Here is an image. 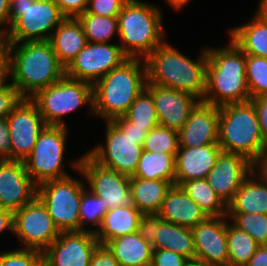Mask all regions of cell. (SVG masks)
<instances>
[{"label": "cell", "instance_id": "obj_1", "mask_svg": "<svg viewBox=\"0 0 267 266\" xmlns=\"http://www.w3.org/2000/svg\"><path fill=\"white\" fill-rule=\"evenodd\" d=\"M19 43H7L8 75L19 93L24 98H31L40 89L60 80L65 75V68L59 63L49 40Z\"/></svg>", "mask_w": 267, "mask_h": 266}, {"label": "cell", "instance_id": "obj_2", "mask_svg": "<svg viewBox=\"0 0 267 266\" xmlns=\"http://www.w3.org/2000/svg\"><path fill=\"white\" fill-rule=\"evenodd\" d=\"M207 60L206 49L194 61L164 41L144 59L147 83L187 92L203 101Z\"/></svg>", "mask_w": 267, "mask_h": 266}, {"label": "cell", "instance_id": "obj_3", "mask_svg": "<svg viewBox=\"0 0 267 266\" xmlns=\"http://www.w3.org/2000/svg\"><path fill=\"white\" fill-rule=\"evenodd\" d=\"M206 51V90L202 102L220 107L249 101L246 54L232 40L227 47Z\"/></svg>", "mask_w": 267, "mask_h": 266}, {"label": "cell", "instance_id": "obj_4", "mask_svg": "<svg viewBox=\"0 0 267 266\" xmlns=\"http://www.w3.org/2000/svg\"><path fill=\"white\" fill-rule=\"evenodd\" d=\"M128 58L93 85V112L107 121L124 116L136 97L146 88V65Z\"/></svg>", "mask_w": 267, "mask_h": 266}, {"label": "cell", "instance_id": "obj_5", "mask_svg": "<svg viewBox=\"0 0 267 266\" xmlns=\"http://www.w3.org/2000/svg\"><path fill=\"white\" fill-rule=\"evenodd\" d=\"M218 145L222 151L246 157L253 164L267 149L251 100L219 107Z\"/></svg>", "mask_w": 267, "mask_h": 266}, {"label": "cell", "instance_id": "obj_6", "mask_svg": "<svg viewBox=\"0 0 267 266\" xmlns=\"http://www.w3.org/2000/svg\"><path fill=\"white\" fill-rule=\"evenodd\" d=\"M117 18L120 46L128 58H146L164 42L162 16L157 6L128 0Z\"/></svg>", "mask_w": 267, "mask_h": 266}, {"label": "cell", "instance_id": "obj_7", "mask_svg": "<svg viewBox=\"0 0 267 266\" xmlns=\"http://www.w3.org/2000/svg\"><path fill=\"white\" fill-rule=\"evenodd\" d=\"M64 18L53 0H10L11 25L0 36L6 43L50 40Z\"/></svg>", "mask_w": 267, "mask_h": 266}, {"label": "cell", "instance_id": "obj_8", "mask_svg": "<svg viewBox=\"0 0 267 266\" xmlns=\"http://www.w3.org/2000/svg\"><path fill=\"white\" fill-rule=\"evenodd\" d=\"M31 99L37 104L46 125L66 126L62 116L87 103L93 112V85L64 75L52 85L40 89Z\"/></svg>", "mask_w": 267, "mask_h": 266}, {"label": "cell", "instance_id": "obj_9", "mask_svg": "<svg viewBox=\"0 0 267 266\" xmlns=\"http://www.w3.org/2000/svg\"><path fill=\"white\" fill-rule=\"evenodd\" d=\"M85 185L68 176L37 185V197L62 231H80V203Z\"/></svg>", "mask_w": 267, "mask_h": 266}, {"label": "cell", "instance_id": "obj_10", "mask_svg": "<svg viewBox=\"0 0 267 266\" xmlns=\"http://www.w3.org/2000/svg\"><path fill=\"white\" fill-rule=\"evenodd\" d=\"M66 128L46 125L40 132L31 154L24 160L26 171L36 185L70 176L62 168Z\"/></svg>", "mask_w": 267, "mask_h": 266}, {"label": "cell", "instance_id": "obj_11", "mask_svg": "<svg viewBox=\"0 0 267 266\" xmlns=\"http://www.w3.org/2000/svg\"><path fill=\"white\" fill-rule=\"evenodd\" d=\"M144 140L123 134L111 121H107L106 147L98 145L87 154L99 165L132 177L143 152Z\"/></svg>", "mask_w": 267, "mask_h": 266}, {"label": "cell", "instance_id": "obj_12", "mask_svg": "<svg viewBox=\"0 0 267 266\" xmlns=\"http://www.w3.org/2000/svg\"><path fill=\"white\" fill-rule=\"evenodd\" d=\"M13 232L23 242L22 249H33L42 253L60 234L46 206L37 196L13 213Z\"/></svg>", "mask_w": 267, "mask_h": 266}, {"label": "cell", "instance_id": "obj_13", "mask_svg": "<svg viewBox=\"0 0 267 266\" xmlns=\"http://www.w3.org/2000/svg\"><path fill=\"white\" fill-rule=\"evenodd\" d=\"M72 166L84 175L94 195L106 199L107 210L131 203V177L99 165L88 154L75 160Z\"/></svg>", "mask_w": 267, "mask_h": 266}, {"label": "cell", "instance_id": "obj_14", "mask_svg": "<svg viewBox=\"0 0 267 266\" xmlns=\"http://www.w3.org/2000/svg\"><path fill=\"white\" fill-rule=\"evenodd\" d=\"M127 59L128 57L123 53L120 45L88 42L65 68V75L94 85L100 78L112 69L119 67Z\"/></svg>", "mask_w": 267, "mask_h": 266}, {"label": "cell", "instance_id": "obj_15", "mask_svg": "<svg viewBox=\"0 0 267 266\" xmlns=\"http://www.w3.org/2000/svg\"><path fill=\"white\" fill-rule=\"evenodd\" d=\"M6 120L11 142V160L24 161L46 126L39 108L31 98H23Z\"/></svg>", "mask_w": 267, "mask_h": 266}, {"label": "cell", "instance_id": "obj_16", "mask_svg": "<svg viewBox=\"0 0 267 266\" xmlns=\"http://www.w3.org/2000/svg\"><path fill=\"white\" fill-rule=\"evenodd\" d=\"M99 245L92 230L62 231L43 252V266H89Z\"/></svg>", "mask_w": 267, "mask_h": 266}, {"label": "cell", "instance_id": "obj_17", "mask_svg": "<svg viewBox=\"0 0 267 266\" xmlns=\"http://www.w3.org/2000/svg\"><path fill=\"white\" fill-rule=\"evenodd\" d=\"M37 196V185L26 171L24 161L0 160V207L16 212Z\"/></svg>", "mask_w": 267, "mask_h": 266}, {"label": "cell", "instance_id": "obj_18", "mask_svg": "<svg viewBox=\"0 0 267 266\" xmlns=\"http://www.w3.org/2000/svg\"><path fill=\"white\" fill-rule=\"evenodd\" d=\"M145 89L153 97L159 125L177 132L184 126L191 111L200 102L190 93L157 84L146 83Z\"/></svg>", "mask_w": 267, "mask_h": 266}, {"label": "cell", "instance_id": "obj_19", "mask_svg": "<svg viewBox=\"0 0 267 266\" xmlns=\"http://www.w3.org/2000/svg\"><path fill=\"white\" fill-rule=\"evenodd\" d=\"M254 170V164L246 157L221 151L216 165L206 176V181L222 201L228 205L243 180Z\"/></svg>", "mask_w": 267, "mask_h": 266}, {"label": "cell", "instance_id": "obj_20", "mask_svg": "<svg viewBox=\"0 0 267 266\" xmlns=\"http://www.w3.org/2000/svg\"><path fill=\"white\" fill-rule=\"evenodd\" d=\"M226 217H208L191 229L196 259L212 266H228Z\"/></svg>", "mask_w": 267, "mask_h": 266}, {"label": "cell", "instance_id": "obj_21", "mask_svg": "<svg viewBox=\"0 0 267 266\" xmlns=\"http://www.w3.org/2000/svg\"><path fill=\"white\" fill-rule=\"evenodd\" d=\"M219 107L200 101L179 131V147L218 145Z\"/></svg>", "mask_w": 267, "mask_h": 266}, {"label": "cell", "instance_id": "obj_22", "mask_svg": "<svg viewBox=\"0 0 267 266\" xmlns=\"http://www.w3.org/2000/svg\"><path fill=\"white\" fill-rule=\"evenodd\" d=\"M222 151L219 145H203L194 148L179 147L175 155V185L182 182L206 178L216 165Z\"/></svg>", "mask_w": 267, "mask_h": 266}, {"label": "cell", "instance_id": "obj_23", "mask_svg": "<svg viewBox=\"0 0 267 266\" xmlns=\"http://www.w3.org/2000/svg\"><path fill=\"white\" fill-rule=\"evenodd\" d=\"M163 220L192 229L205 221L206 213L181 189L172 185L157 213Z\"/></svg>", "mask_w": 267, "mask_h": 266}, {"label": "cell", "instance_id": "obj_24", "mask_svg": "<svg viewBox=\"0 0 267 266\" xmlns=\"http://www.w3.org/2000/svg\"><path fill=\"white\" fill-rule=\"evenodd\" d=\"M59 63L66 68L77 54L88 44L78 18L65 17L52 31L49 40Z\"/></svg>", "mask_w": 267, "mask_h": 266}, {"label": "cell", "instance_id": "obj_25", "mask_svg": "<svg viewBox=\"0 0 267 266\" xmlns=\"http://www.w3.org/2000/svg\"><path fill=\"white\" fill-rule=\"evenodd\" d=\"M142 213L132 204L107 210L99 229L92 230L100 245L138 231Z\"/></svg>", "mask_w": 267, "mask_h": 266}, {"label": "cell", "instance_id": "obj_26", "mask_svg": "<svg viewBox=\"0 0 267 266\" xmlns=\"http://www.w3.org/2000/svg\"><path fill=\"white\" fill-rule=\"evenodd\" d=\"M256 175V172L253 170L243 180L233 200L227 205V213L267 215V182L259 175ZM256 177H258V179Z\"/></svg>", "mask_w": 267, "mask_h": 266}, {"label": "cell", "instance_id": "obj_27", "mask_svg": "<svg viewBox=\"0 0 267 266\" xmlns=\"http://www.w3.org/2000/svg\"><path fill=\"white\" fill-rule=\"evenodd\" d=\"M105 246L120 266H148L152 262L153 248L138 231L112 239Z\"/></svg>", "mask_w": 267, "mask_h": 266}, {"label": "cell", "instance_id": "obj_28", "mask_svg": "<svg viewBox=\"0 0 267 266\" xmlns=\"http://www.w3.org/2000/svg\"><path fill=\"white\" fill-rule=\"evenodd\" d=\"M169 181L130 178V202L142 213H158L167 191Z\"/></svg>", "mask_w": 267, "mask_h": 266}, {"label": "cell", "instance_id": "obj_29", "mask_svg": "<svg viewBox=\"0 0 267 266\" xmlns=\"http://www.w3.org/2000/svg\"><path fill=\"white\" fill-rule=\"evenodd\" d=\"M155 236L153 249H168L188 259H195L194 237L190 228L162 220Z\"/></svg>", "mask_w": 267, "mask_h": 266}, {"label": "cell", "instance_id": "obj_30", "mask_svg": "<svg viewBox=\"0 0 267 266\" xmlns=\"http://www.w3.org/2000/svg\"><path fill=\"white\" fill-rule=\"evenodd\" d=\"M230 37L245 54L267 58V23L257 15L249 24L230 29Z\"/></svg>", "mask_w": 267, "mask_h": 266}, {"label": "cell", "instance_id": "obj_31", "mask_svg": "<svg viewBox=\"0 0 267 266\" xmlns=\"http://www.w3.org/2000/svg\"><path fill=\"white\" fill-rule=\"evenodd\" d=\"M175 155L143 150L136 171L132 177L164 180L175 185Z\"/></svg>", "mask_w": 267, "mask_h": 266}, {"label": "cell", "instance_id": "obj_32", "mask_svg": "<svg viewBox=\"0 0 267 266\" xmlns=\"http://www.w3.org/2000/svg\"><path fill=\"white\" fill-rule=\"evenodd\" d=\"M179 186L208 217L227 216V205L205 178L184 181Z\"/></svg>", "mask_w": 267, "mask_h": 266}, {"label": "cell", "instance_id": "obj_33", "mask_svg": "<svg viewBox=\"0 0 267 266\" xmlns=\"http://www.w3.org/2000/svg\"><path fill=\"white\" fill-rule=\"evenodd\" d=\"M228 266H246L260 246L248 233L227 222Z\"/></svg>", "mask_w": 267, "mask_h": 266}, {"label": "cell", "instance_id": "obj_34", "mask_svg": "<svg viewBox=\"0 0 267 266\" xmlns=\"http://www.w3.org/2000/svg\"><path fill=\"white\" fill-rule=\"evenodd\" d=\"M77 18L82 25L88 42L109 43L114 34H118L117 17H103L86 11Z\"/></svg>", "mask_w": 267, "mask_h": 266}, {"label": "cell", "instance_id": "obj_35", "mask_svg": "<svg viewBox=\"0 0 267 266\" xmlns=\"http://www.w3.org/2000/svg\"><path fill=\"white\" fill-rule=\"evenodd\" d=\"M135 126L146 127L148 131L159 126V120L152 95L144 89L124 115Z\"/></svg>", "mask_w": 267, "mask_h": 266}, {"label": "cell", "instance_id": "obj_36", "mask_svg": "<svg viewBox=\"0 0 267 266\" xmlns=\"http://www.w3.org/2000/svg\"><path fill=\"white\" fill-rule=\"evenodd\" d=\"M142 147L144 151L176 154L179 132L159 125L148 132Z\"/></svg>", "mask_w": 267, "mask_h": 266}, {"label": "cell", "instance_id": "obj_37", "mask_svg": "<svg viewBox=\"0 0 267 266\" xmlns=\"http://www.w3.org/2000/svg\"><path fill=\"white\" fill-rule=\"evenodd\" d=\"M232 224L248 233L260 246L267 245V215L254 213H227Z\"/></svg>", "mask_w": 267, "mask_h": 266}, {"label": "cell", "instance_id": "obj_38", "mask_svg": "<svg viewBox=\"0 0 267 266\" xmlns=\"http://www.w3.org/2000/svg\"><path fill=\"white\" fill-rule=\"evenodd\" d=\"M246 81L251 99L267 94V58L246 54Z\"/></svg>", "mask_w": 267, "mask_h": 266}, {"label": "cell", "instance_id": "obj_39", "mask_svg": "<svg viewBox=\"0 0 267 266\" xmlns=\"http://www.w3.org/2000/svg\"><path fill=\"white\" fill-rule=\"evenodd\" d=\"M106 199L94 195L91 191L87 192L84 188L80 203V231H87L84 227L86 221L91 222L92 226L100 228L103 218L107 212Z\"/></svg>", "mask_w": 267, "mask_h": 266}, {"label": "cell", "instance_id": "obj_40", "mask_svg": "<svg viewBox=\"0 0 267 266\" xmlns=\"http://www.w3.org/2000/svg\"><path fill=\"white\" fill-rule=\"evenodd\" d=\"M0 266H43V253L33 249H16L0 253Z\"/></svg>", "mask_w": 267, "mask_h": 266}, {"label": "cell", "instance_id": "obj_41", "mask_svg": "<svg viewBox=\"0 0 267 266\" xmlns=\"http://www.w3.org/2000/svg\"><path fill=\"white\" fill-rule=\"evenodd\" d=\"M23 98L12 83L0 85V118H6Z\"/></svg>", "mask_w": 267, "mask_h": 266}, {"label": "cell", "instance_id": "obj_42", "mask_svg": "<svg viewBox=\"0 0 267 266\" xmlns=\"http://www.w3.org/2000/svg\"><path fill=\"white\" fill-rule=\"evenodd\" d=\"M128 0H88L87 12L103 17H118Z\"/></svg>", "mask_w": 267, "mask_h": 266}, {"label": "cell", "instance_id": "obj_43", "mask_svg": "<svg viewBox=\"0 0 267 266\" xmlns=\"http://www.w3.org/2000/svg\"><path fill=\"white\" fill-rule=\"evenodd\" d=\"M163 219L157 213L142 214L139 219L138 232L151 246L156 240L155 233Z\"/></svg>", "mask_w": 267, "mask_h": 266}, {"label": "cell", "instance_id": "obj_44", "mask_svg": "<svg viewBox=\"0 0 267 266\" xmlns=\"http://www.w3.org/2000/svg\"><path fill=\"white\" fill-rule=\"evenodd\" d=\"M188 258L168 249H153V266H184Z\"/></svg>", "mask_w": 267, "mask_h": 266}, {"label": "cell", "instance_id": "obj_45", "mask_svg": "<svg viewBox=\"0 0 267 266\" xmlns=\"http://www.w3.org/2000/svg\"><path fill=\"white\" fill-rule=\"evenodd\" d=\"M64 17L77 18L85 13L88 8V0H53Z\"/></svg>", "mask_w": 267, "mask_h": 266}, {"label": "cell", "instance_id": "obj_46", "mask_svg": "<svg viewBox=\"0 0 267 266\" xmlns=\"http://www.w3.org/2000/svg\"><path fill=\"white\" fill-rule=\"evenodd\" d=\"M111 122L123 133L132 138H146L148 130L146 127L135 126L125 116L112 119Z\"/></svg>", "mask_w": 267, "mask_h": 266}, {"label": "cell", "instance_id": "obj_47", "mask_svg": "<svg viewBox=\"0 0 267 266\" xmlns=\"http://www.w3.org/2000/svg\"><path fill=\"white\" fill-rule=\"evenodd\" d=\"M89 266H120V264L105 245H99L92 255Z\"/></svg>", "mask_w": 267, "mask_h": 266}, {"label": "cell", "instance_id": "obj_48", "mask_svg": "<svg viewBox=\"0 0 267 266\" xmlns=\"http://www.w3.org/2000/svg\"><path fill=\"white\" fill-rule=\"evenodd\" d=\"M250 100L253 102L263 138L267 143V94Z\"/></svg>", "mask_w": 267, "mask_h": 266}, {"label": "cell", "instance_id": "obj_49", "mask_svg": "<svg viewBox=\"0 0 267 266\" xmlns=\"http://www.w3.org/2000/svg\"><path fill=\"white\" fill-rule=\"evenodd\" d=\"M11 160V142L6 118H0V160Z\"/></svg>", "mask_w": 267, "mask_h": 266}, {"label": "cell", "instance_id": "obj_50", "mask_svg": "<svg viewBox=\"0 0 267 266\" xmlns=\"http://www.w3.org/2000/svg\"><path fill=\"white\" fill-rule=\"evenodd\" d=\"M8 45L5 39L0 36V85L8 80Z\"/></svg>", "mask_w": 267, "mask_h": 266}, {"label": "cell", "instance_id": "obj_51", "mask_svg": "<svg viewBox=\"0 0 267 266\" xmlns=\"http://www.w3.org/2000/svg\"><path fill=\"white\" fill-rule=\"evenodd\" d=\"M246 266H267V245L259 246Z\"/></svg>", "mask_w": 267, "mask_h": 266}, {"label": "cell", "instance_id": "obj_52", "mask_svg": "<svg viewBox=\"0 0 267 266\" xmlns=\"http://www.w3.org/2000/svg\"><path fill=\"white\" fill-rule=\"evenodd\" d=\"M254 172H256V174L259 175L265 182H267V149L254 163Z\"/></svg>", "mask_w": 267, "mask_h": 266}, {"label": "cell", "instance_id": "obj_53", "mask_svg": "<svg viewBox=\"0 0 267 266\" xmlns=\"http://www.w3.org/2000/svg\"><path fill=\"white\" fill-rule=\"evenodd\" d=\"M5 229L13 232V212L0 207V233Z\"/></svg>", "mask_w": 267, "mask_h": 266}, {"label": "cell", "instance_id": "obj_54", "mask_svg": "<svg viewBox=\"0 0 267 266\" xmlns=\"http://www.w3.org/2000/svg\"><path fill=\"white\" fill-rule=\"evenodd\" d=\"M10 23V0H0V25Z\"/></svg>", "mask_w": 267, "mask_h": 266}, {"label": "cell", "instance_id": "obj_55", "mask_svg": "<svg viewBox=\"0 0 267 266\" xmlns=\"http://www.w3.org/2000/svg\"><path fill=\"white\" fill-rule=\"evenodd\" d=\"M259 3L256 15L267 23V0H261Z\"/></svg>", "mask_w": 267, "mask_h": 266}, {"label": "cell", "instance_id": "obj_56", "mask_svg": "<svg viewBox=\"0 0 267 266\" xmlns=\"http://www.w3.org/2000/svg\"><path fill=\"white\" fill-rule=\"evenodd\" d=\"M190 0H167L169 5L176 10H180L183 5L185 6Z\"/></svg>", "mask_w": 267, "mask_h": 266}, {"label": "cell", "instance_id": "obj_57", "mask_svg": "<svg viewBox=\"0 0 267 266\" xmlns=\"http://www.w3.org/2000/svg\"><path fill=\"white\" fill-rule=\"evenodd\" d=\"M184 266H212L199 259H188Z\"/></svg>", "mask_w": 267, "mask_h": 266}]
</instances>
